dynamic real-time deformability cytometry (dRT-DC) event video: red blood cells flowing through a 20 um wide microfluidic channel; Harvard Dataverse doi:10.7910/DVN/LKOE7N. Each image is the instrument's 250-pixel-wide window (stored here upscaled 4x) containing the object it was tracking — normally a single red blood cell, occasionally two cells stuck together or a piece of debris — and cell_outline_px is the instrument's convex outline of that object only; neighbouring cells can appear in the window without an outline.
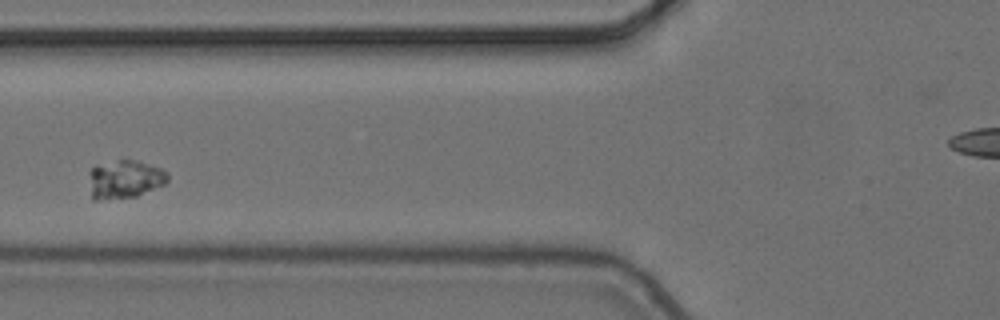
{"species": "common noctule bat (a hibernating species)", "species_latin": "Nyctalus noctula", "temperature_condition": "cold", "stored_images_in_passage": 6, "camera_frame_rate_fps": 3000, "um_per_image_px": 0.085, "animal": {"sex": "female", "body_mass_g": 24.6, "forearm_length_mm": 56.2}, "frame": {"image": 1, "passage_image": 4, "time_ms": 1.0, "image_size_px": [1000, 320], "cell_outline_px": [[168, 180], [164, 184], [136, 196], [96, 200], [92, 200], [88, 172], [96, 164], [120, 160], [136, 160], [160, 168], [168, 172]], "centroid_in_image_um": [10.57, 15.22], "position_along_channel_um": 115.2, "area_um2": 17.51}}
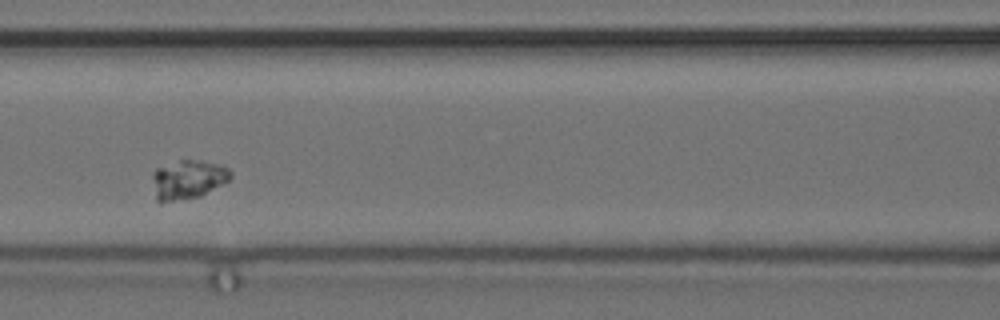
{"frame": {"image": 2, "passage_image": 5, "time_ms": 1.333, "image_size_px": [1000, 320], "cell_outline_px": [[232, 176], [224, 184], [200, 196], [160, 204], [156, 200], [152, 176], [152, 172], [156, 168], [180, 160], [200, 160], [220, 164], [228, 168], [232, 172]], "centroid_in_image_um": [15.97, 15.27], "position_along_channel_um": 150.6, "area_um2": 18.03}}
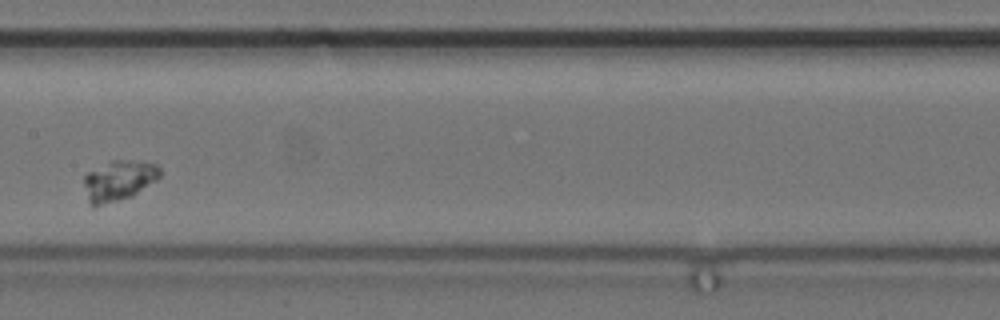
{"frame": {"image": 3, "passage_image": 6, "time_ms": 1.667, "image_size_px": [1000, 320], "cell_outline_px": [[160, 176], [156, 180], [132, 196], [92, 208], [88, 200], [84, 184], [84, 176], [88, 172], [112, 160], [128, 160], [156, 164], [160, 168]], "centroid_in_image_um": [10.08, 15.36], "position_along_channel_um": 197.3, "area_um2": 17.69}}